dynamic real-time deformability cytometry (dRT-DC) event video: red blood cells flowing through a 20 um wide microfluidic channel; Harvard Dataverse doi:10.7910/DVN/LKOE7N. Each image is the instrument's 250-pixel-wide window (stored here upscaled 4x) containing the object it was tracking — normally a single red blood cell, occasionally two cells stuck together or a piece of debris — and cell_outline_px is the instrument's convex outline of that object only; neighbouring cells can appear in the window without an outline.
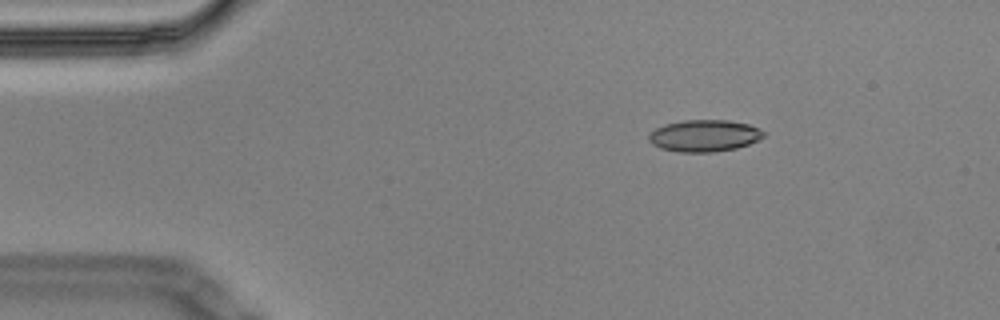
{"species": "Egyptian fruit bat (a non-hibernating species)", "species_latin": "Rousettus aegyptiacus", "temperature_condition": "cold", "stored_images_in_passage": 4, "camera_frame_rate_fps": 3000, "um_per_image_px": 0.085, "animal": {"sex": "male"}, "frame": {"image": 1, "passage_image": 2, "time_ms": 0.333, "image_size_px": [1000, 320], "cell_outline_px": [[764, 136], [748, 144], [736, 148], [716, 152], [676, 152], [660, 148], [652, 144], [648, 140], [648, 136], [656, 128], [664, 124], [684, 120], [728, 120], [748, 124], [760, 128], [764, 132]], "centroid_in_image_um": [59.85, 11.54], "position_along_channel_um": 25.2, "area_um2": 21.33}}